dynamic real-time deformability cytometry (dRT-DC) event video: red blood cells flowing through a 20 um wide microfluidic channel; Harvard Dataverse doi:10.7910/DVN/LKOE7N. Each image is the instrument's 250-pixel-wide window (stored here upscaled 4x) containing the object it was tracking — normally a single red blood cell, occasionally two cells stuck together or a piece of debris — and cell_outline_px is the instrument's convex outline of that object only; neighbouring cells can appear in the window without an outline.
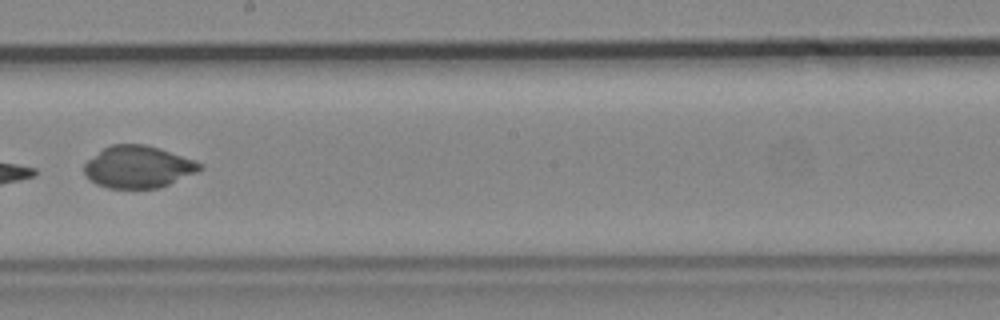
{"species": "common noctule bat (a hibernating species)", "species_latin": "Nyctalus noctula", "temperature_condition": "cold", "stored_images_in_passage": 12, "camera_frame_rate_fps": 3000, "um_per_image_px": 0.085, "animal": {"sex": "male", "body_mass_g": 19.2, "forearm_length_mm": 51.8}, "frame": {"image": 1, "passage_image": 7, "time_ms": 2.0, "image_size_px": [1000, 320], "cell_outline_px": [[204, 168], [196, 172], [160, 188], [108, 188], [96, 184], [84, 172], [84, 164], [88, 160], [104, 148], [112, 144], [144, 144], [160, 148], [196, 160], [204, 164]], "centroid_in_image_um": [11.78, 14.18], "position_along_channel_um": 236.4, "area_um2": 28.32}}
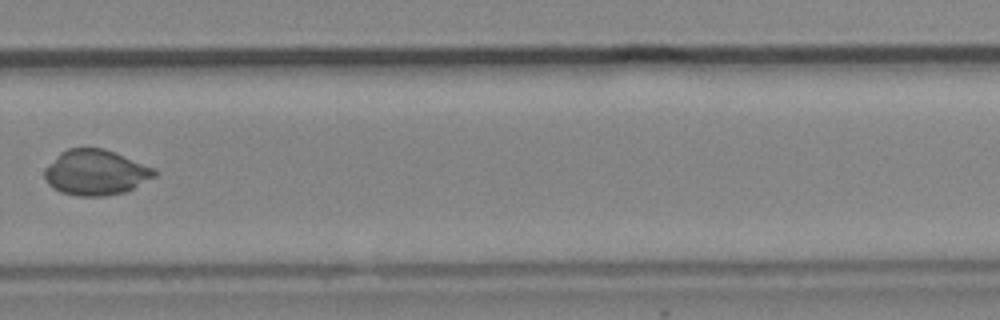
{"frame": {"image": 2, "passage_image": 9, "time_ms": 2.667, "image_size_px": [1000, 320], "cell_outline_px": [[156, 176], [124, 192], [104, 196], [76, 196], [60, 192], [52, 188], [48, 184], [44, 176], [44, 168], [60, 152], [68, 148], [104, 148], [156, 168]], "centroid_in_image_um": [8.11, 14.66], "position_along_channel_um": 321.7, "area_um2": 29.19}}